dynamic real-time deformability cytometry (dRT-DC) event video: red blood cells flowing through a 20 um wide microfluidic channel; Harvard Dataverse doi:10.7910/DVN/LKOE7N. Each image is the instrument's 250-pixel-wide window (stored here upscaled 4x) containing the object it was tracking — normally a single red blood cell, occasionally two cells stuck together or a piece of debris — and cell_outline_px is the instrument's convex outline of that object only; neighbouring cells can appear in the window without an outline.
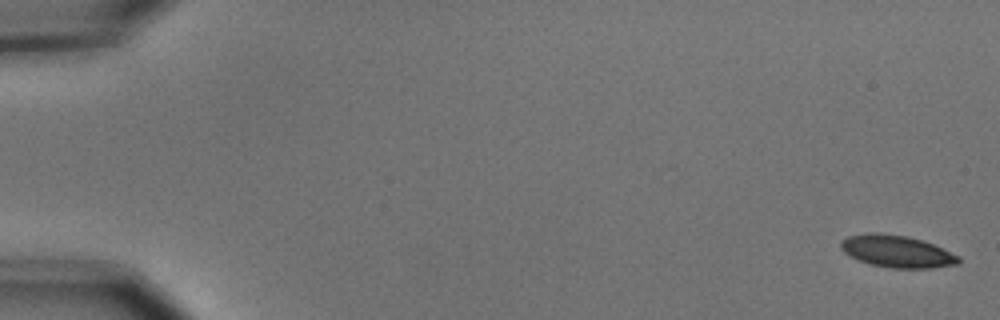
{"species": "common noctule bat (a hibernating species)", "species_latin": "Nyctalus noctula", "temperature_condition": "cold", "stored_images_in_passage": 10, "camera_frame_rate_fps": 3000, "um_per_image_px": 0.085, "animal": {"sex": "male", "body_mass_g": 15.6}, "frame": {"image": 1, "passage_image": 1, "time_ms": 0.0, "image_size_px": [1000, 320], "cell_outline_px": [[960, 264], [932, 268], [892, 268], [872, 264], [848, 256], [840, 248], [840, 244], [848, 236], [868, 232], [880, 232], [908, 236], [932, 244], [960, 256]], "centroid_in_image_um": [76.24, 21.36], "position_along_channel_um": 8.8, "area_um2": 22.02}}
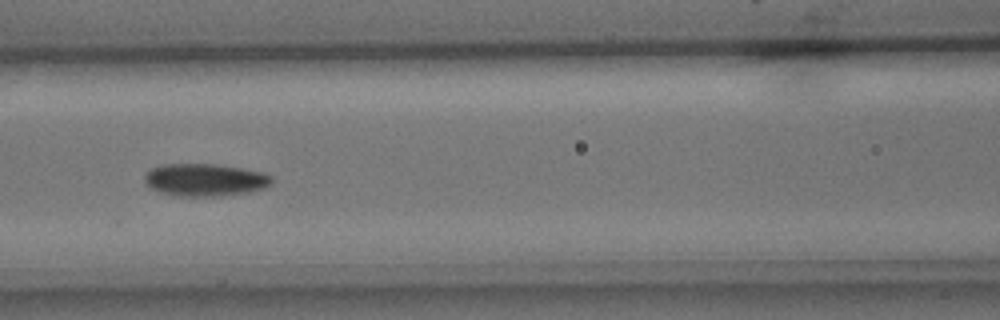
{"frame": {"image": 2, "passage_image": 7, "time_ms": 2.0, "image_size_px": [1000, 320], "cell_outline_px": [[272, 180], [264, 188], [248, 192], [220, 196], [172, 196], [160, 192], [152, 188], [144, 180], [144, 176], [152, 168], [164, 164], [216, 164], [264, 172], [272, 176]], "centroid_in_image_um": [17.42, 15.29], "position_along_channel_um": 149.2, "area_um2": 23.99}}
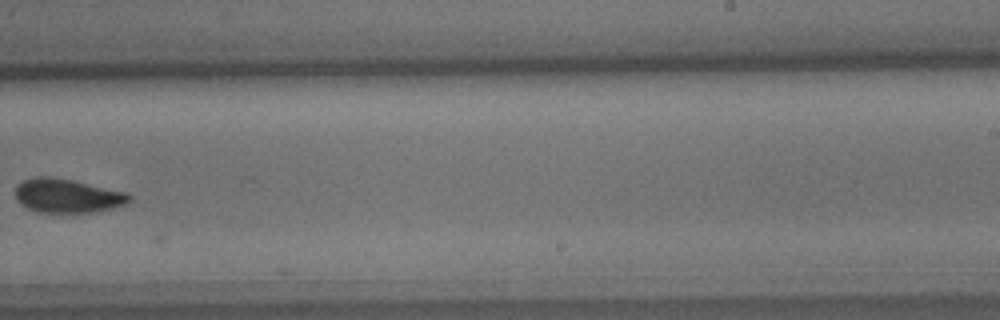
{"frame": {"image": 3, "passage_image": 10, "time_ms": 3.0, "image_size_px": [1000, 320], "cell_outline_px": [[132, 196], [124, 204], [112, 208], [92, 212], [40, 212], [28, 208], [20, 204], [16, 196], [16, 188], [24, 180], [36, 176], [48, 176], [72, 180], [128, 192]], "centroid_in_image_um": [5.73, 16.63], "position_along_channel_um": 283.3, "area_um2": 22.25}}